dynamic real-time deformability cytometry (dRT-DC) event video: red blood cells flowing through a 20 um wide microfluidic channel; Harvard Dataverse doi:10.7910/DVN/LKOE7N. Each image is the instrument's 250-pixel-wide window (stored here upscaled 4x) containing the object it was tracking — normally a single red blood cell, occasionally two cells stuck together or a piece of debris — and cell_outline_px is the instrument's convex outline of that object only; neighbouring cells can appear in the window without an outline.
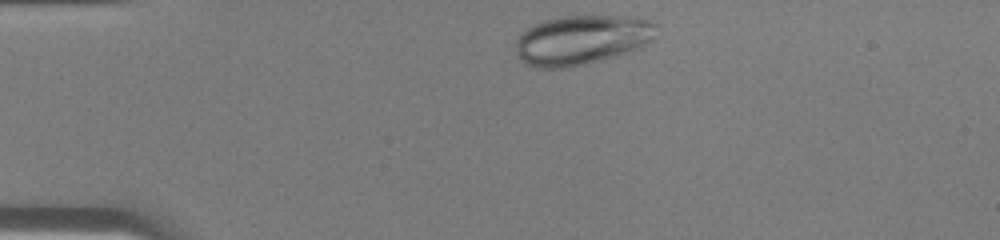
{"species": "human", "species_latin": "Homo sapiens", "temperature_condition": "warm", "stored_images_in_passage": 28, "camera_frame_rate_fps": 3000, "um_per_image_px": 0.085, "donor": {"sex": "male"}, "frame": {"image": 1, "passage_image": 1, "time_ms": 0.0, "image_size_px": [1000, 240], "cell_outline_px": [[656, 24], [652, 40], [640, 48], [604, 60], [568, 68], [536, 68], [524, 64], [516, 56], [516, 40], [532, 24], [556, 16], [636, 16], [648, 20]], "centroid_in_image_um": [49.42, 3.4], "position_along_channel_um": 35.6, "area_um2": 41.1}}
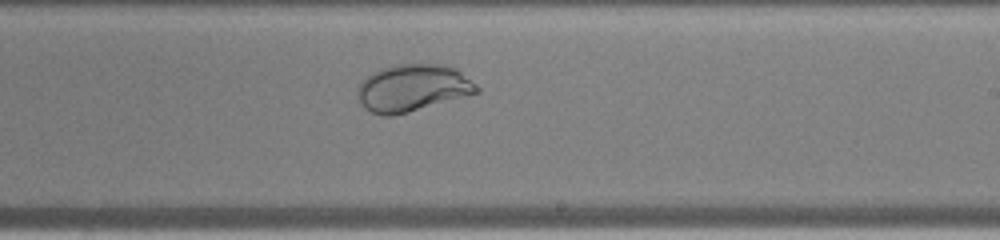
{"frame": {"image": 2, "passage_image": 18, "time_ms": 5.667, "image_size_px": [1000, 240], "cell_outline_px": [[480, 92], [408, 112], [392, 116], [380, 116], [364, 108], [356, 92], [360, 80], [372, 72], [380, 68], [400, 64], [444, 64], [456, 68], [476, 84], [480, 88]], "centroid_in_image_um": [35.05, 7.47], "position_along_channel_um": 254.0, "area_um2": 32.83}}
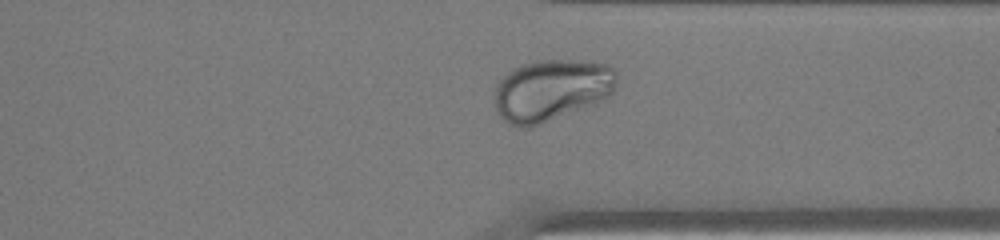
{"frame": {"image": 3, "passage_image": 25, "time_ms": 8.0, "image_size_px": [1000, 240], "cell_outline_px": [[616, 84], [612, 92], [608, 96], [592, 104], [532, 128], [520, 128], [508, 124], [500, 116], [492, 100], [492, 92], [496, 84], [512, 68], [520, 64], [536, 60], [592, 60], [608, 64], [616, 72]], "centroid_in_image_um": [46.81, 7.65], "position_along_channel_um": 364.6, "area_um2": 44.62}}